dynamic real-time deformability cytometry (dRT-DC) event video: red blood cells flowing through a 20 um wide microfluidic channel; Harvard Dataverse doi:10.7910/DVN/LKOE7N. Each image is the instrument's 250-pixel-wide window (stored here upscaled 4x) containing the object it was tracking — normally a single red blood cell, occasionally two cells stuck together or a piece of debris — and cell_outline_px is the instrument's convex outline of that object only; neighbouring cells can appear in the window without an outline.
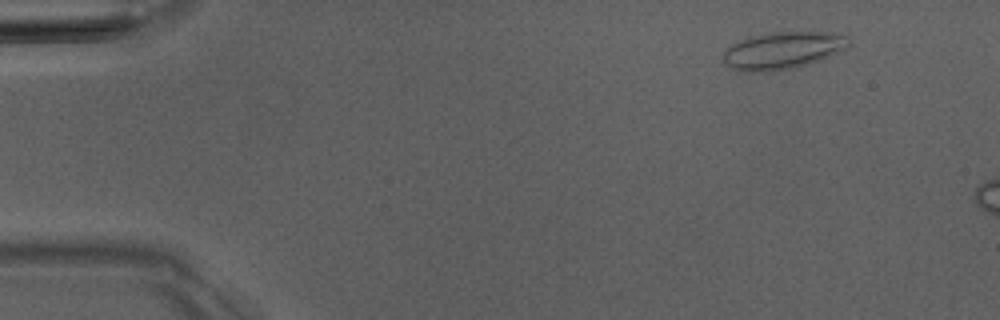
{"species": "Egyptian fruit bat (a non-hibernating species)", "species_latin": "Rousettus aegyptiacus", "temperature_condition": "room temperature", "stored_images_in_passage": 5, "camera_frame_rate_fps": 3000, "um_per_image_px": 0.085, "animal": {"sex": "male"}, "frame": {"image": 1, "passage_image": 2, "time_ms": 1.0, "image_size_px": [1000, 320], "cell_outline_px": [[848, 44], [844, 48], [820, 60], [772, 72], [740, 72], [732, 68], [724, 60], [724, 52], [732, 44], [752, 36], [772, 32], [828, 32], [848, 36]], "centroid_in_image_um": [66.5, 4.29], "position_along_channel_um": 18.5, "area_um2": 26.65}}